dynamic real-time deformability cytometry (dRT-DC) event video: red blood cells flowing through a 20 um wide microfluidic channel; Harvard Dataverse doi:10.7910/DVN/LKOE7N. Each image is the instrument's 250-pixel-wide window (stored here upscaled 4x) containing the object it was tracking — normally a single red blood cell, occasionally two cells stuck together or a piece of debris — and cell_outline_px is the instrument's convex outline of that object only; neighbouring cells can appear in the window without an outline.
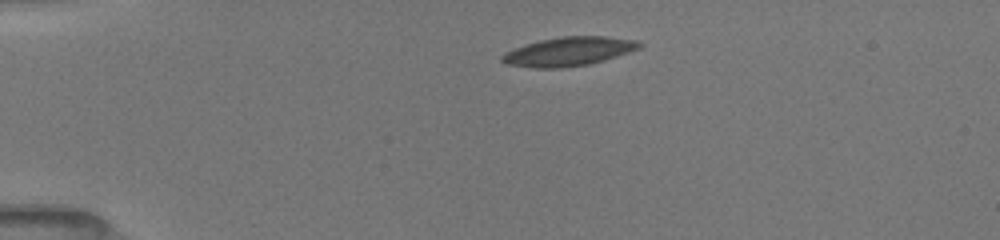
{"species": "common noctule bat (a hibernating species)", "species_latin": "Nyctalus noctula", "temperature_condition": "room temperature", "stored_images_in_passage": 27, "camera_frame_rate_fps": 3000, "um_per_image_px": 0.085, "animal": {"sex": "female", "body_mass_g": 19.5, "forearm_length_mm": 54.1}, "frame": {"image": 1, "passage_image": 1, "time_ms": 0.0, "image_size_px": [1000, 240], "cell_outline_px": [[644, 44], [640, 48], [616, 56], [588, 64], [560, 68], [532, 68], [508, 64], [500, 60], [500, 56], [504, 52], [524, 44], [540, 40], [564, 36], [604, 36], [636, 40]], "centroid_in_image_um": [48.3, 4.37], "position_along_channel_um": 36.7, "area_um2": 23.06}}
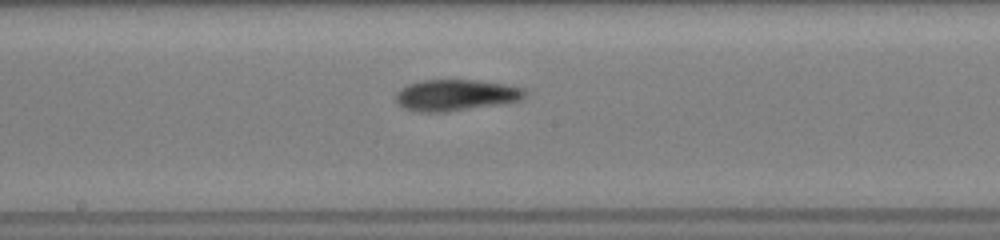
{"frame": {"image": 2, "passage_image": 11, "time_ms": 5.667, "image_size_px": [1000, 240], "cell_outline_px": [[528, 92], [520, 100], [500, 104], [444, 112], [420, 112], [404, 108], [396, 100], [396, 92], [400, 88], [408, 84], [424, 80], [476, 80], [504, 84], [524, 88]], "centroid_in_image_um": [38.74, 8.08], "position_along_channel_um": 209.5, "area_um2": 23.41}}
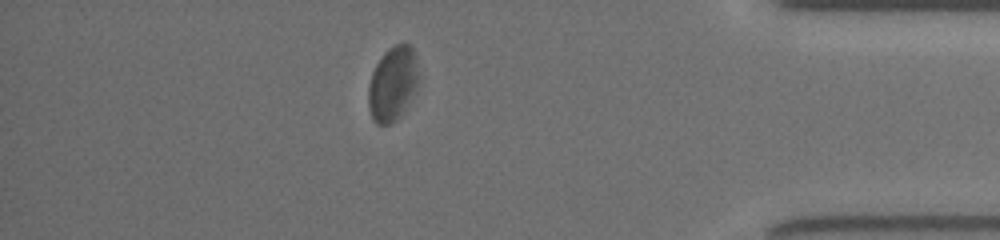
{"frame": {"image": 3, "passage_image": 24, "time_ms": 11.333, "image_size_px": [1000, 240], "cell_outline_px": [[416, 88], [400, 116], [396, 120], [388, 124], [376, 124], [372, 120], [368, 108], [368, 84], [372, 72], [376, 64], [384, 52], [388, 48], [396, 44], [408, 44], [412, 48], [416, 56]], "centroid_in_image_um": [33.32, 7.13], "position_along_channel_um": 401.9, "area_um2": 21.5}, "authors_computed_cell_mechanics": {"area_um2": 23.0622, "velocity_mm_per_s": 3.9441, "shape_relaxation_time_tau1_ms": null, "shape_relaxation_time_tau2_ms": 3.3746, "deformation_change_tau1": null, "deformation_change_tau2": 0.0843}}